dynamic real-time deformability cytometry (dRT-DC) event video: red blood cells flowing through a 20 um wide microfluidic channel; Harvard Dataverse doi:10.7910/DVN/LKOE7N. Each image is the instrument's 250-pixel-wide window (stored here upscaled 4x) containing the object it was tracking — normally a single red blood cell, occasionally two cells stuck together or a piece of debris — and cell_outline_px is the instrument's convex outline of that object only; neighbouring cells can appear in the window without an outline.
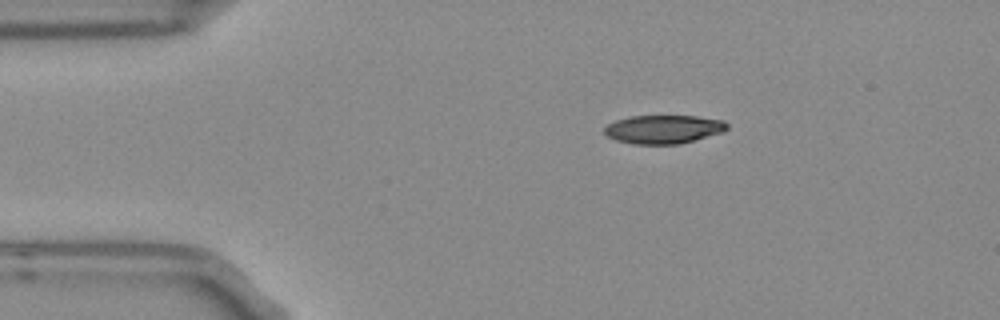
{"species": "Egyptian fruit bat (a non-hibernating species)", "species_latin": "Rousettus aegyptiacus", "temperature_condition": "room temperature", "stored_images_in_passage": 4, "segment_of_instrument_passage": [2, 2], "camera_frame_rate_fps": 3000, "um_per_image_px": 0.085, "frame": {"image": 1, "passage_image": 4, "time_ms": 1.0, "image_size_px": [1000, 320], "cell_outline_px": [[728, 128], [724, 132], [680, 144], [632, 144], [616, 140], [608, 136], [604, 132], [604, 128], [608, 124], [616, 120], [628, 116], [696, 116], [724, 120], [728, 124]], "centroid_in_image_um": [56.42, 10.99], "position_along_channel_um": 28.6, "area_um2": 20.52}}